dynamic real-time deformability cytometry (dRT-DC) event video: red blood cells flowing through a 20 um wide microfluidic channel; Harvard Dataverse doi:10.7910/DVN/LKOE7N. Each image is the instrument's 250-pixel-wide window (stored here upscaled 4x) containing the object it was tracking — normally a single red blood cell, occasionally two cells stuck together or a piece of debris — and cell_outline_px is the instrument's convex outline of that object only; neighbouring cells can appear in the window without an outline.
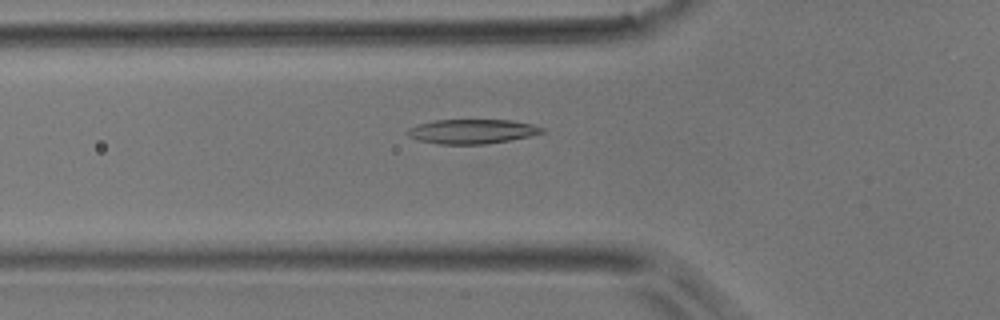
{"species": "common noctule bat (a hibernating species)", "species_latin": "Nyctalus noctula", "temperature_condition": "room temperature", "stored_images_in_passage": 48, "camera_frame_rate_fps": 3000, "um_per_image_px": 0.085, "animal": {"sex": "male", "body_mass_g": 17.9}, "frame": {"image": 1, "passage_image": 17, "time_ms": 5.333, "image_size_px": [1000, 320], "cell_outline_px": [[544, 132], [528, 136], [508, 140], [484, 144], [436, 144], [420, 140], [408, 136], [404, 132], [408, 128], [420, 124], [436, 120], [508, 120], [532, 124], [544, 128]], "centroid_in_image_um": [40.08, 11.17], "position_along_channel_um": 85.7, "area_um2": 18.96}}
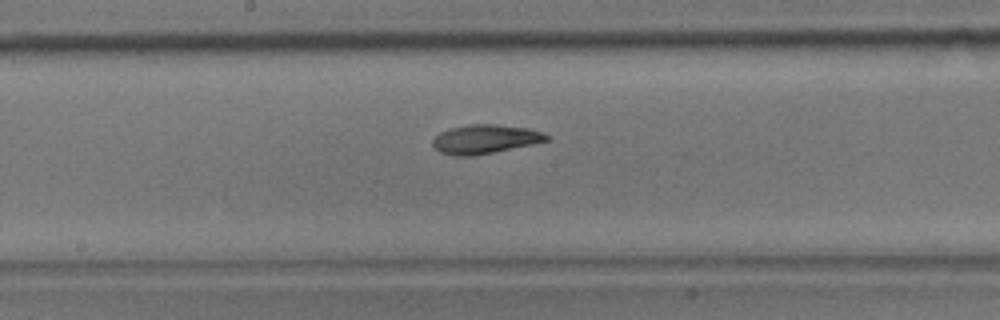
{"frame": {"image": 2, "passage_image": 26, "time_ms": 8.333, "image_size_px": [1000, 320], "cell_outline_px": [[552, 136], [548, 140], [532, 144], [472, 156], [452, 156], [440, 152], [432, 148], [432, 140], [440, 132], [452, 128], [468, 124], [496, 124], [528, 128], [544, 132]], "centroid_in_image_um": [41.22, 11.82], "position_along_channel_um": 207.0, "area_um2": 19.31}}
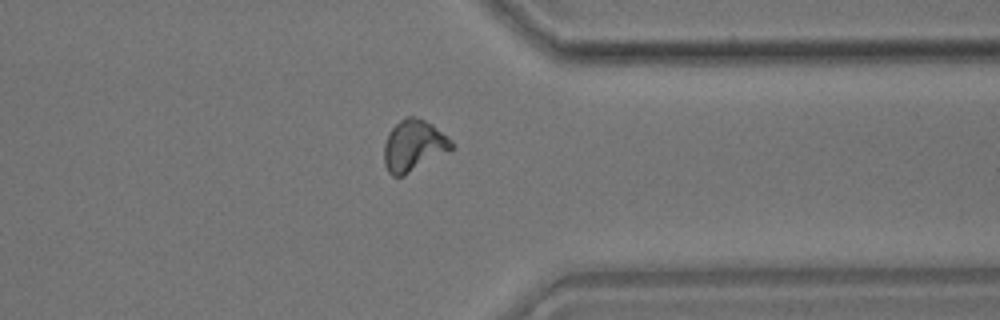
{"frame": {"image": 3, "passage_image": 39, "time_ms": 12.667, "image_size_px": [1000, 320], "cell_outline_px": [[456, 144], [452, 148], [404, 176], [392, 176], [388, 172], [384, 164], [384, 144], [388, 132], [400, 120], [408, 116], [412, 116], [424, 120], [432, 124], [452, 140]], "centroid_in_image_um": [35.13, 12.38], "position_along_channel_um": 376.3, "area_um2": 20.0}}